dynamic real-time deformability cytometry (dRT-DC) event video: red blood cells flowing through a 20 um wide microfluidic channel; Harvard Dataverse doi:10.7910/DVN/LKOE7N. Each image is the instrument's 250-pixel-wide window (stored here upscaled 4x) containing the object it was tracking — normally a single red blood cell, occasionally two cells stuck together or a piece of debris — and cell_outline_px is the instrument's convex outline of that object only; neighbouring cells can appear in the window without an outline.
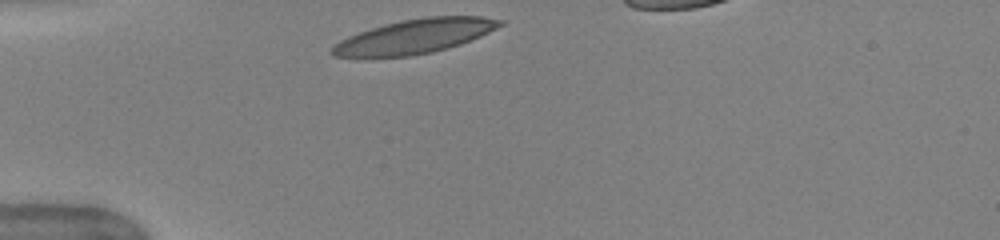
{"species": "human", "species_latin": "Homo sapiens", "temperature_condition": "warm", "stored_images_in_passage": 30, "camera_frame_rate_fps": 3000, "um_per_image_px": 0.085, "donor": {"sex": "female"}, "frame": {"image": 1, "passage_image": 1, "time_ms": 0.0, "image_size_px": [1000, 240], "cell_outline_px": [[504, 24], [480, 36], [460, 44], [432, 52], [408, 56], [332, 56], [328, 52], [328, 48], [340, 40], [348, 36], [384, 24], [400, 20], [424, 16], [484, 16], [504, 20]], "centroid_in_image_um": [35.25, 3.07], "position_along_channel_um": 49.8, "area_um2": 33.35}}
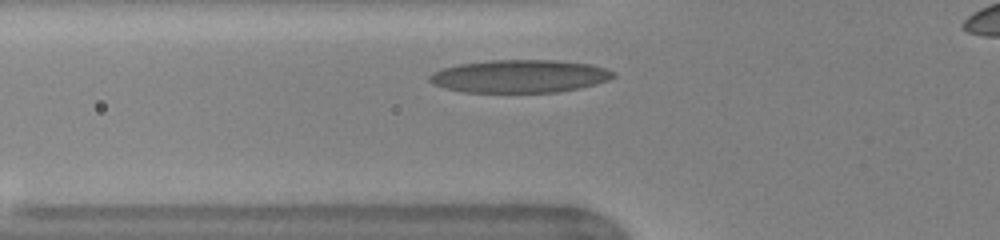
{"frame": {"image": 2, "passage_image": 5, "time_ms": 1.333, "image_size_px": [1000, 240], "cell_outline_px": [[616, 76], [608, 80], [596, 84], [580, 88], [556, 92], [460, 92], [444, 88], [432, 84], [428, 80], [428, 76], [432, 72], [444, 68], [460, 64], [492, 60], [556, 60], [592, 64], [616, 72]], "centroid_in_image_um": [44.17, 6.48], "position_along_channel_um": 81.6, "area_um2": 35.37}}
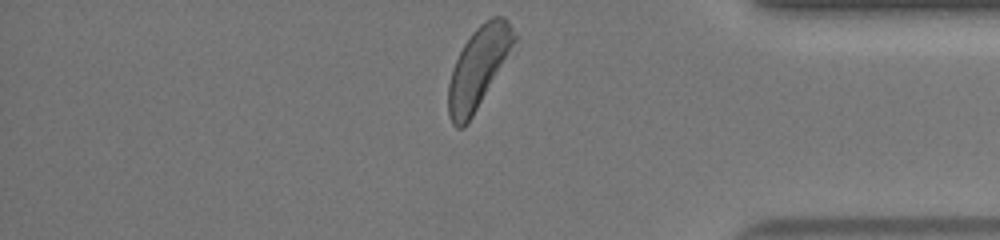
{"frame": {"image": 3, "passage_image": 30, "time_ms": 9.667, "image_size_px": [1000, 240], "cell_outline_px": [[516, 52], [464, 128], [456, 128], [452, 124], [448, 112], [448, 84], [456, 60], [464, 44], [472, 32], [484, 20], [492, 16], [504, 16], [508, 20], [516, 36]], "centroid_in_image_um": [40.75, 5.74], "position_along_channel_um": 394.5, "area_um2": 32.08}, "authors_computed_cell_mechanics": {"area_um2": 33.0616, "velocity_mm_per_s": 3.9507, "shape_relaxation_time_tau1_ms": 2.5781, "shape_relaxation_time_tau2_ms": 1.1243, "deformation_change_tau1": 0.1474, "deformation_change_tau2": 0.0887}}